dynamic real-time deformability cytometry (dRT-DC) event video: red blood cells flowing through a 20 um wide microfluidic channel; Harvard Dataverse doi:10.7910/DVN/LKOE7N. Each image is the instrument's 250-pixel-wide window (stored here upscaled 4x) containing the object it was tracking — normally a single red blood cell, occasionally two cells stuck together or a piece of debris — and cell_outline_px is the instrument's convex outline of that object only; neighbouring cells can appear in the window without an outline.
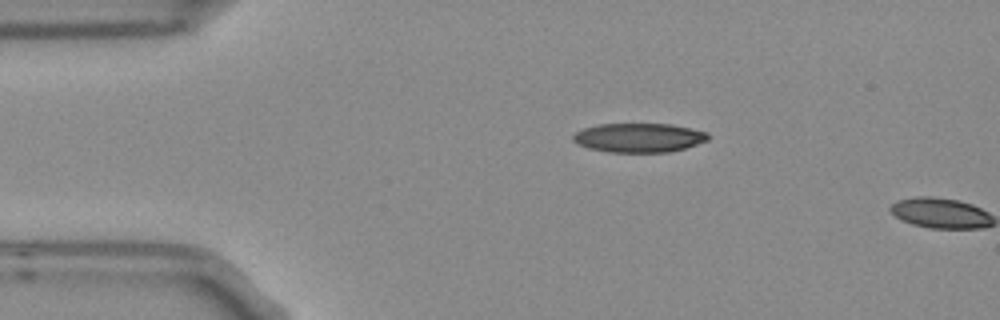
{"species": "Egyptian fruit bat (a non-hibernating species)", "species_latin": "Rousettus aegyptiacus", "temperature_condition": "room temperature", "stored_images_in_passage": 2, "camera_frame_rate_fps": 3000, "um_per_image_px": 0.085, "frame": {"image": 1, "passage_image": 1, "time_ms": 0.0, "image_size_px": [1000, 320], "cell_outline_px": [[708, 140], [684, 148], [668, 152], [608, 152], [588, 148], [576, 144], [572, 140], [572, 136], [576, 132], [584, 128], [600, 124], [672, 124], [708, 132]], "centroid_in_image_um": [54.28, 11.7], "position_along_channel_um": 30.7, "area_um2": 22.89}}